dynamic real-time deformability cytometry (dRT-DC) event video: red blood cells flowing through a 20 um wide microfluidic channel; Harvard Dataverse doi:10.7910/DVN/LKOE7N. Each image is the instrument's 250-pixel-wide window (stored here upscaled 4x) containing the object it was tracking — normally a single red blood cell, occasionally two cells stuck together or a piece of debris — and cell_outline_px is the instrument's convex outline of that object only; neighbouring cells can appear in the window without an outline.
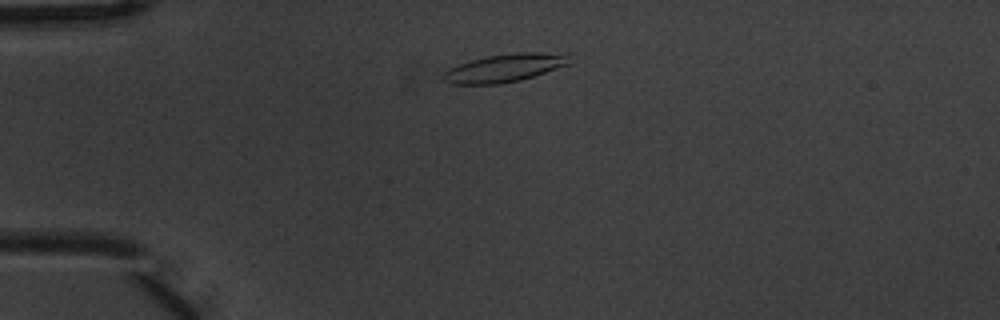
{"species": "common noctule bat (a hibernating species)", "species_latin": "Nyctalus noctula", "temperature_condition": "warm", "stored_images_in_passage": 4, "camera_frame_rate_fps": 3000, "um_per_image_px": 0.085, "animal": {"sex": "male", "body_mass_g": 20.1, "forearm_length_mm": 53.5}, "frame": {"image": 1, "passage_image": 2, "time_ms": 0.333, "image_size_px": [1000, 320], "cell_outline_px": [[568, 64], [520, 80], [500, 84], [448, 84], [440, 80], [440, 76], [448, 68], [472, 60], [488, 56], [516, 52], [568, 52]], "centroid_in_image_um": [42.84, 5.77], "position_along_channel_um": 42.2, "area_um2": 20.69}}